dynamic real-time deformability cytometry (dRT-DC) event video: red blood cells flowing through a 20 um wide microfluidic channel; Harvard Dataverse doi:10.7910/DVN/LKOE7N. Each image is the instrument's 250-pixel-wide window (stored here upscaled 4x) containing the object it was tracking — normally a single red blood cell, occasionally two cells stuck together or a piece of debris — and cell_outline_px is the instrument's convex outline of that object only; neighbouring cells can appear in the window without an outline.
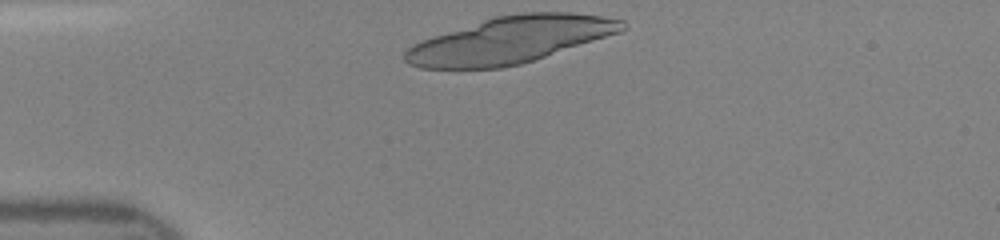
{"species": "human", "species_latin": "Homo sapiens", "temperature_condition": "room temperature", "stored_images_in_passage": 9, "camera_frame_rate_fps": 3000, "um_per_image_px": 0.085, "donor": {"sex": "female"}, "frame": {"image": 1, "passage_image": 1, "time_ms": 0.0, "image_size_px": [1000, 240], "cell_outline_px": [[628, 28], [620, 32], [520, 64], [500, 68], [420, 68], [408, 64], [404, 60], [404, 52], [412, 44], [420, 40], [432, 36], [496, 16], [524, 12], [568, 12], [600, 16], [624, 20], [628, 24]], "centroid_in_image_um": [43.36, 3.39], "position_along_channel_um": 41.6, "area_um2": 58.61}}